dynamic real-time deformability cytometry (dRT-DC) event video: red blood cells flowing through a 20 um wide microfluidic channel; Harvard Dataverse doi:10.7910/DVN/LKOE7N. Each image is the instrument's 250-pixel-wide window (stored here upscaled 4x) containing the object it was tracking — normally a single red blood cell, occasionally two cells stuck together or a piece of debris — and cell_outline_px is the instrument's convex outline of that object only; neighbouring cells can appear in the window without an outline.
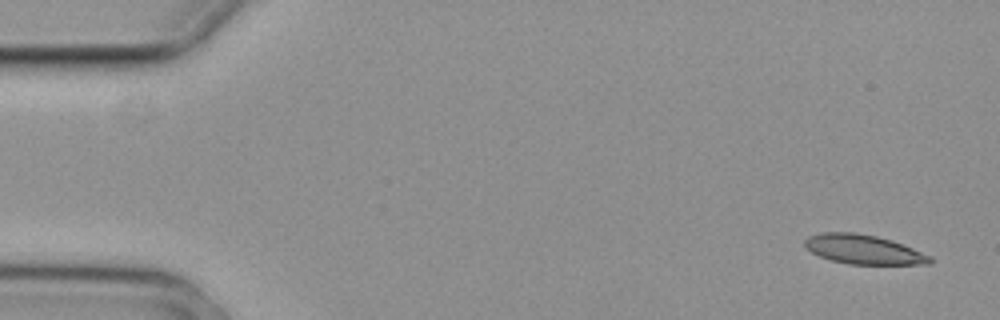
{"species": "common noctule bat (a hibernating species)", "species_latin": "Nyctalus noctula", "temperature_condition": "cold", "stored_images_in_passage": 5, "camera_frame_rate_fps": 3000, "um_per_image_px": 0.085, "animal": {"sex": "female", "body_mass_g": 29.2, "forearm_length_mm": 56.3}, "frame": {"image": 1, "passage_image": 1, "time_ms": 0.0, "image_size_px": [1000, 320], "cell_outline_px": [[936, 260], [932, 264], [848, 264], [832, 260], [820, 256], [804, 248], [804, 240], [808, 236], [820, 232], [852, 232], [876, 236], [892, 240], [932, 256]], "centroid_in_image_um": [73.41, 21.2], "position_along_channel_um": 11.6, "area_um2": 21.56}}
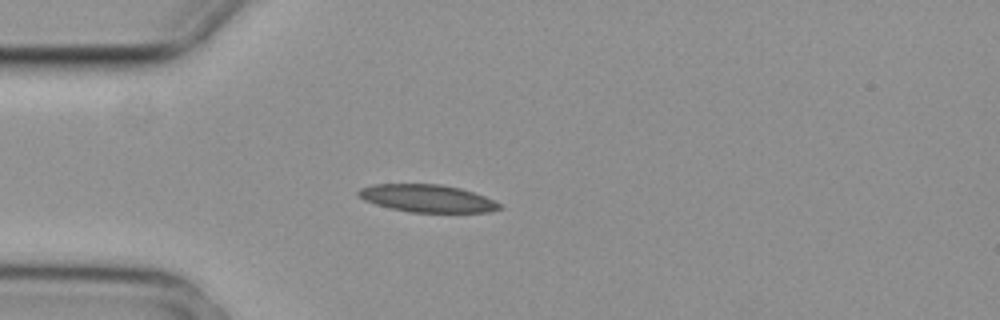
{"frame": {"image": 2, "passage_image": 4, "time_ms": 1.0, "image_size_px": [1000, 320], "cell_outline_px": [[504, 208], [488, 212], [408, 212], [376, 204], [364, 200], [356, 196], [356, 192], [360, 188], [372, 184], [440, 184], [460, 188], [484, 196], [500, 204]], "centroid_in_image_um": [36.28, 16.86], "position_along_channel_um": 48.7, "area_um2": 22.6}}